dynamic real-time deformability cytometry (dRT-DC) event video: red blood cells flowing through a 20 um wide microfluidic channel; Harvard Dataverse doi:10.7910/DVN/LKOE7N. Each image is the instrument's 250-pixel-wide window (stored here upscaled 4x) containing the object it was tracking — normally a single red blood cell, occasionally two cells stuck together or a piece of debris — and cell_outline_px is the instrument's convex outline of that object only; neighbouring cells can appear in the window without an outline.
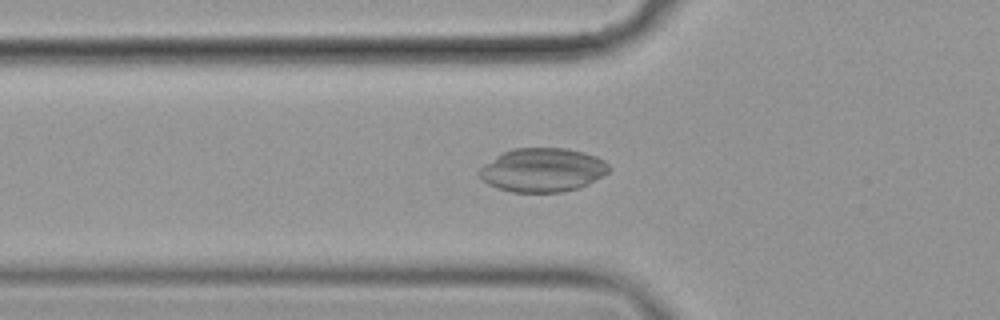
{"species": "common noctule bat (a hibernating species)", "species_latin": "Nyctalus noctula", "temperature_condition": "cold", "stored_images_in_passage": 57, "camera_frame_rate_fps": 3000, "um_per_image_px": 0.085, "animal": {"sex": "female", "body_mass_g": 19.9}, "frame": {"image": 1, "passage_image": 20, "time_ms": 6.333, "image_size_px": [1000, 320], "cell_outline_px": [[612, 168], [608, 172], [588, 184], [576, 188], [560, 192], [512, 192], [496, 188], [480, 180], [476, 172], [484, 164], [496, 156], [512, 148], [564, 148], [584, 152], [596, 156], [604, 160]], "centroid_in_image_um": [46.08, 14.45], "position_along_channel_um": 79.7, "area_um2": 33.23}}
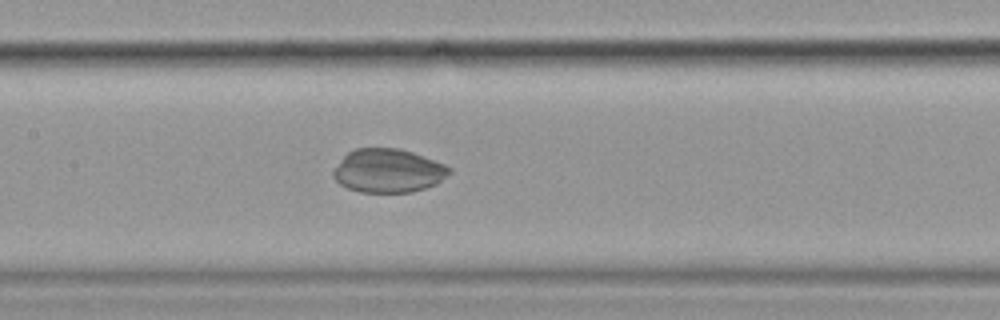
{"frame": {"image": 2, "passage_image": 28, "time_ms": 9.0, "image_size_px": [1000, 320], "cell_outline_px": [[452, 172], [436, 184], [412, 192], [360, 192], [348, 188], [340, 184], [332, 176], [332, 172], [344, 156], [348, 152], [356, 148], [400, 148], [412, 152], [444, 164], [452, 168]], "centroid_in_image_um": [33.0, 14.51], "position_along_channel_um": 174.4, "area_um2": 29.42}}
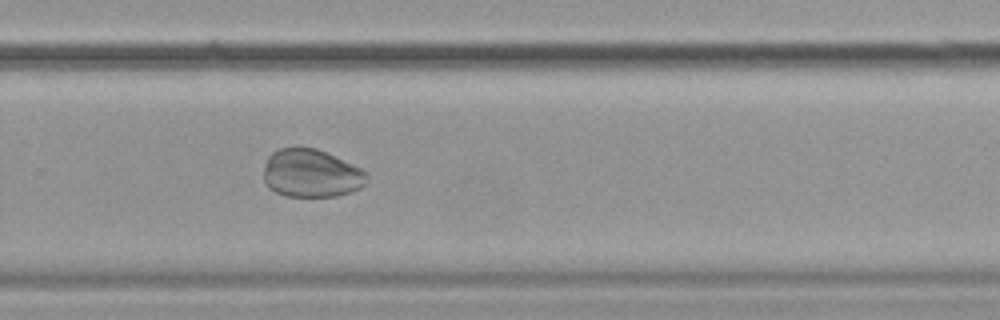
{"frame": {"image": 3, "passage_image": 39, "time_ms": 12.667, "image_size_px": [1000, 320], "cell_outline_px": [[368, 180], [360, 188], [352, 192], [336, 196], [284, 196], [268, 188], [264, 184], [264, 164], [268, 156], [272, 152], [280, 148], [296, 144], [316, 148], [360, 168], [368, 172]], "centroid_in_image_um": [26.41, 14.71], "position_along_channel_um": 303.4, "area_um2": 29.48}}